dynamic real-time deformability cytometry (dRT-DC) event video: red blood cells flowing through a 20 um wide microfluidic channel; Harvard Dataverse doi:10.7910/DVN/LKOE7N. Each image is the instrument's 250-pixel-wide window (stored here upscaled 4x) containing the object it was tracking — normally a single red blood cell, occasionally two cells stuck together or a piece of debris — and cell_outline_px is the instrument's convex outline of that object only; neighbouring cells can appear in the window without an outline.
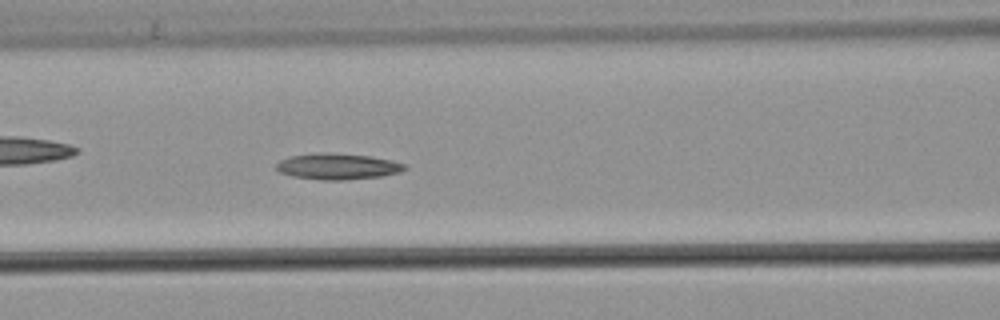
{"species": "common noctule bat (a hibernating species)", "species_latin": "Nyctalus noctula", "temperature_condition": "warm", "stored_images_in_passage": 53, "camera_frame_rate_fps": 3000, "um_per_image_px": 0.085, "animal": {"sex": "male", "body_mass_g": 21.5, "forearm_length_mm": 52.0}, "frame": {"image": 1, "passage_image": 23, "time_ms": 7.333, "image_size_px": [1000, 320], "cell_outline_px": [[408, 168], [400, 172], [384, 176], [344, 180], [324, 180], [292, 176], [280, 172], [276, 168], [276, 164], [280, 160], [288, 156], [320, 152], [324, 152], [372, 156], [392, 160], [404, 164]], "centroid_in_image_um": [28.71, 14.14], "position_along_channel_um": 137.9, "area_um2": 19.65}}
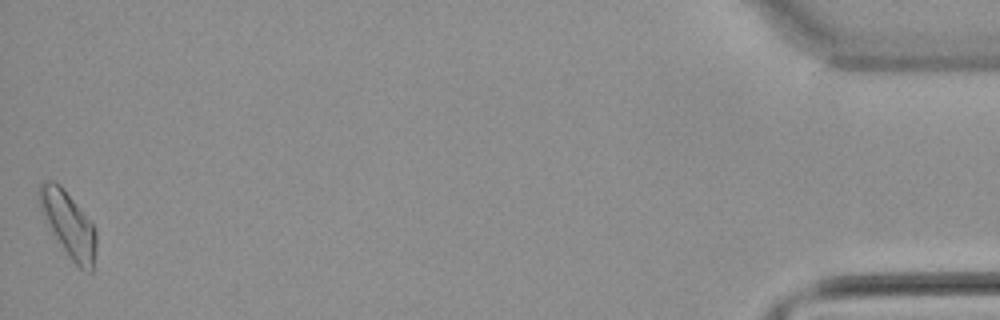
{"frame": {"image": 2, "passage_image": 53, "time_ms": 17.333, "image_size_px": [1000, 320], "cell_outline_px": [[96, 244], [92, 272], [88, 272], [80, 268], [68, 256], [52, 232], [40, 204], [36, 192], [40, 184], [44, 180], [52, 180], [60, 184], [92, 224], [96, 232]], "centroid_in_image_um": [5.81, 19.05], "position_along_channel_um": 429.4, "area_um2": 21.1}}